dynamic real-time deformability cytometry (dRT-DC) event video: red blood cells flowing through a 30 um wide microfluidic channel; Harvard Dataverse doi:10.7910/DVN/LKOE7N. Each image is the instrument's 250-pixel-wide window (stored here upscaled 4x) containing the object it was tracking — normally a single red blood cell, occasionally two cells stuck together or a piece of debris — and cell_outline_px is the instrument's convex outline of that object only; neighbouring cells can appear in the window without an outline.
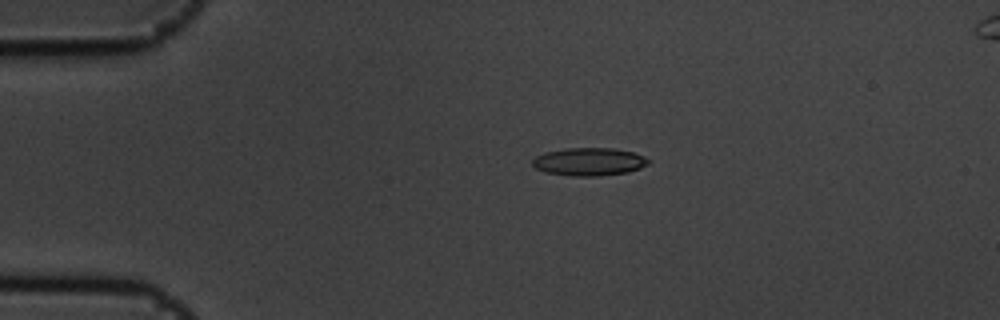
{"species": "common noctule bat (a hibernating species)", "species_latin": "Nyctalus noctula", "temperature_condition": "cold", "stored_images_in_passage": 5, "camera_frame_rate_fps": 3000, "um_per_image_px": 0.085, "animal": {"sex": "male", "body_mass_g": 19.5, "forearm_length_mm": 54.6}, "frame": {"image": 1, "passage_image": 1, "time_ms": 0.0, "image_size_px": [1000, 320], "cell_outline_px": [[652, 160], [648, 164], [640, 168], [628, 172], [596, 176], [572, 176], [548, 172], [536, 168], [532, 164], [532, 160], [536, 156], [544, 152], [564, 148], [612, 148], [636, 152]], "centroid_in_image_um": [50.11, 13.73], "position_along_channel_um": 34.9, "area_um2": 18.96}}
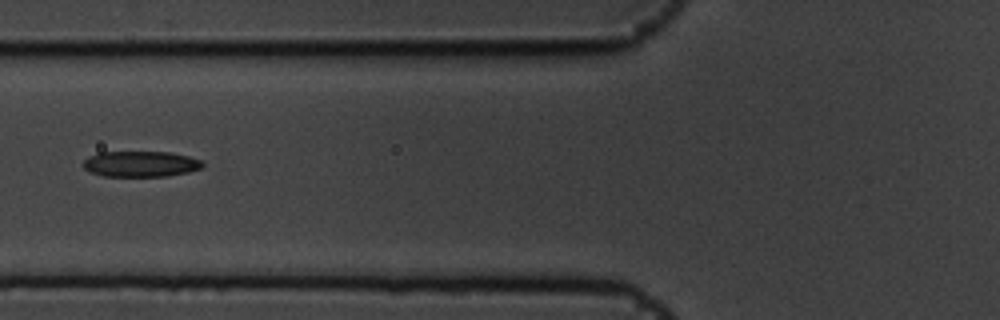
{"frame": {"image": 2, "passage_image": 4, "time_ms": 1.0, "image_size_px": [1000, 320], "cell_outline_px": [[204, 164], [200, 168], [188, 172], [164, 176], [104, 176], [88, 172], [84, 168], [84, 160], [88, 156], [100, 152], [172, 152], [204, 160]], "centroid_in_image_um": [11.95, 13.93], "position_along_channel_um": 113.8, "area_um2": 17.98}}
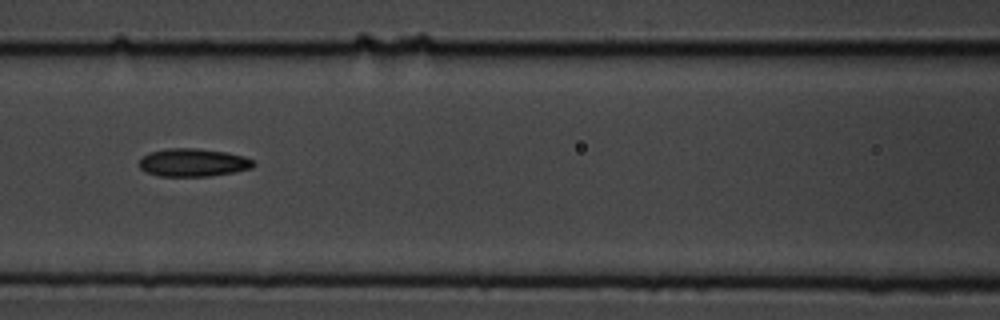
{"frame": {"image": 3, "passage_image": 5, "time_ms": 1.333, "image_size_px": [1000, 320], "cell_outline_px": [[256, 164], [252, 168], [232, 172], [208, 176], [160, 176], [144, 172], [140, 168], [140, 160], [148, 152], [168, 148], [196, 148], [228, 152], [244, 156], [252, 160]], "centroid_in_image_um": [16.41, 13.81], "position_along_channel_um": 150.2, "area_um2": 18.67}}